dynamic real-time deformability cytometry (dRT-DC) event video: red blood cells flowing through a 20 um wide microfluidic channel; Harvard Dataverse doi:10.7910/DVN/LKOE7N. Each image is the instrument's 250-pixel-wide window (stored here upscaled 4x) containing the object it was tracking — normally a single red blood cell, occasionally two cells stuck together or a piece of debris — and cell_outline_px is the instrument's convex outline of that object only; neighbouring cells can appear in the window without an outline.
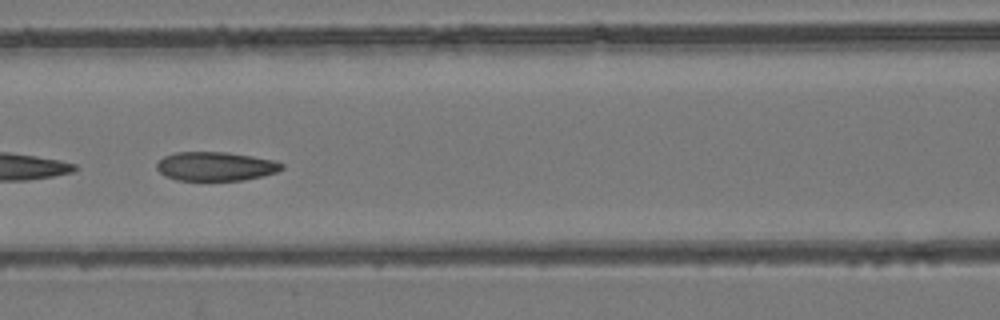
{"species": "common noctule bat (a hibernating species)", "species_latin": "Nyctalus noctula", "temperature_condition": "room temperature", "stored_images_in_passage": 8, "camera_frame_rate_fps": 3000, "um_per_image_px": 0.085, "animal": {"sex": "female", "body_mass_g": 24.6, "forearm_length_mm": 56.2}, "frame": {"image": 1, "passage_image": 6, "time_ms": 7.333, "image_size_px": [1000, 320], "cell_outline_px": [[284, 168], [276, 172], [264, 176], [244, 180], [176, 180], [164, 176], [156, 168], [156, 164], [164, 156], [176, 152], [228, 152], [276, 160], [284, 164]], "centroid_in_image_um": [18.35, 14.14], "position_along_channel_um": 148.3, "area_um2": 21.27}}
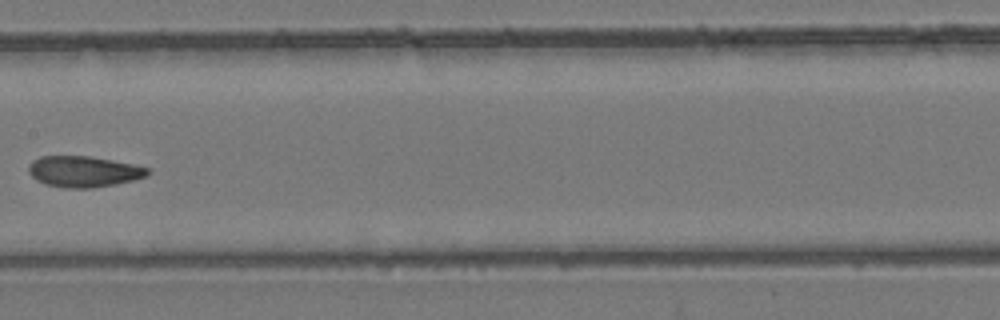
{"frame": {"image": 2, "passage_image": 7, "time_ms": 8.667, "image_size_px": [1000, 320], "cell_outline_px": [[148, 176], [116, 184], [92, 188], [64, 188], [44, 184], [36, 180], [28, 172], [28, 164], [32, 160], [40, 156], [88, 156], [132, 164], [148, 168]], "centroid_in_image_um": [7.05, 14.59], "position_along_channel_um": 200.3, "area_um2": 21.5}}
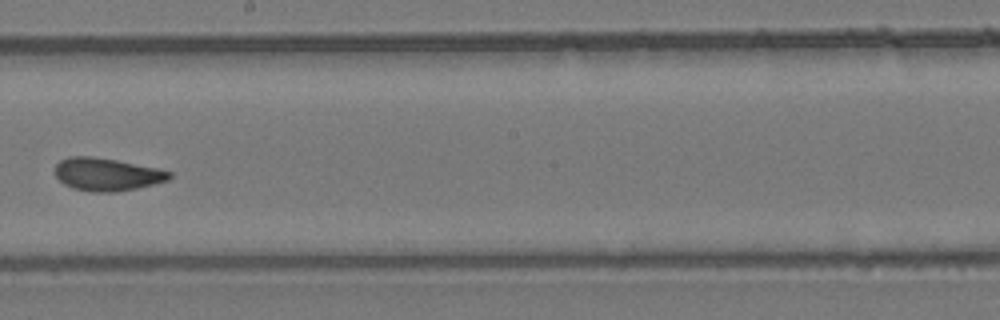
{"frame": {"image": 3, "passage_image": 8, "time_ms": 9.667, "image_size_px": [1000, 320], "cell_outline_px": [[172, 176], [168, 180], [136, 188], [116, 192], [92, 192], [72, 188], [64, 184], [56, 176], [52, 168], [60, 160], [68, 156], [92, 156], [116, 160], [160, 168], [172, 172]], "centroid_in_image_um": [9.06, 14.81], "position_along_channel_um": 239.1, "area_um2": 22.08}}